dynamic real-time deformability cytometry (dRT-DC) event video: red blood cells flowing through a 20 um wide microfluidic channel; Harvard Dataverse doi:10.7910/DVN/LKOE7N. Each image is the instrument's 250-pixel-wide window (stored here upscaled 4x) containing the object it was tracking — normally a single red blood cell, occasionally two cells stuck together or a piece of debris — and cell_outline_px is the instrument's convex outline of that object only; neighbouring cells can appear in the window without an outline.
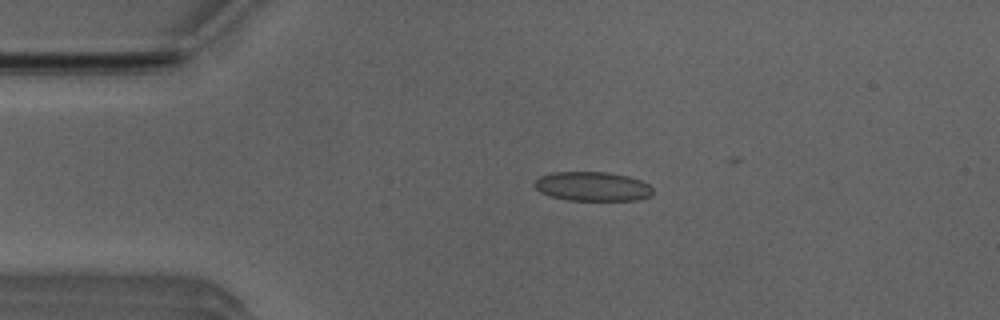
{"species": "Egyptian fruit bat (a non-hibernating species)", "species_latin": "Rousettus aegyptiacus", "temperature_condition": "room temperature", "stored_images_in_passage": 44, "camera_frame_rate_fps": 3000, "um_per_image_px": 0.085, "animal": {"sex": "male"}, "frame": {"image": 1, "passage_image": 10, "time_ms": 3.0, "image_size_px": [1000, 320], "cell_outline_px": [[652, 196], [636, 200], [568, 200], [548, 196], [540, 192], [532, 184], [540, 176], [552, 172], [608, 172], [628, 176], [640, 180], [648, 184], [652, 188]], "centroid_in_image_um": [50.34, 15.84], "position_along_channel_um": 34.7, "area_um2": 20.29}}
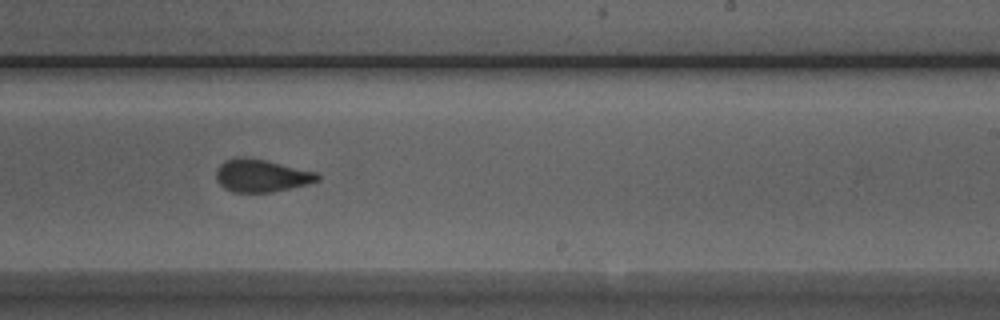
{"frame": {"image": 2, "passage_image": 30, "time_ms": 9.667, "image_size_px": [1000, 320], "cell_outline_px": [[320, 180], [308, 184], [272, 192], [232, 192], [224, 188], [216, 180], [216, 168], [224, 160], [236, 156], [244, 156], [268, 160], [316, 172], [320, 176]], "centroid_in_image_um": [22.19, 14.91], "position_along_channel_um": 266.8, "area_um2": 19.59}}
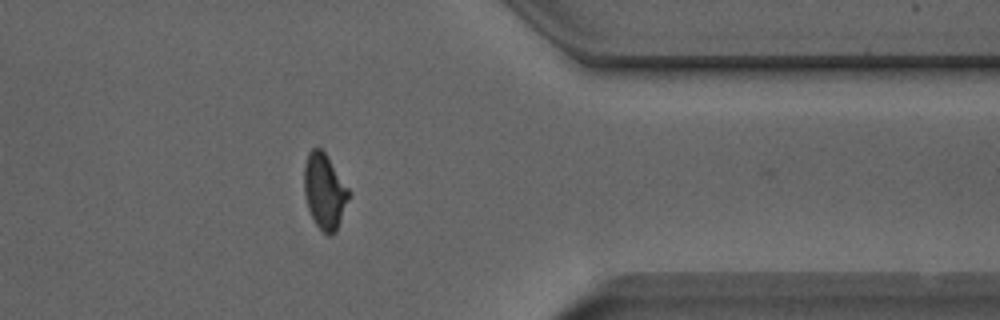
{"frame": {"image": 3, "passage_image": 40, "time_ms": 13.0, "image_size_px": [1000, 320], "cell_outline_px": [[352, 192], [336, 232], [328, 236], [316, 224], [308, 208], [304, 192], [304, 164], [308, 152], [312, 148], [320, 148], [324, 152]], "centroid_in_image_um": [27.6, 16.26], "position_along_channel_um": 383.8, "area_um2": 19.65}, "authors_computed_cell_mechanics": {"area_um2": 19.9121, "velocity_mm_per_s": 3.9949, "shape_relaxation_time_tau1_ms": 4.0597, "shape_relaxation_time_tau2_ms": 0.7989, "deformation_change_tau1": 0.1229, "deformation_change_tau2": 0.0716}}